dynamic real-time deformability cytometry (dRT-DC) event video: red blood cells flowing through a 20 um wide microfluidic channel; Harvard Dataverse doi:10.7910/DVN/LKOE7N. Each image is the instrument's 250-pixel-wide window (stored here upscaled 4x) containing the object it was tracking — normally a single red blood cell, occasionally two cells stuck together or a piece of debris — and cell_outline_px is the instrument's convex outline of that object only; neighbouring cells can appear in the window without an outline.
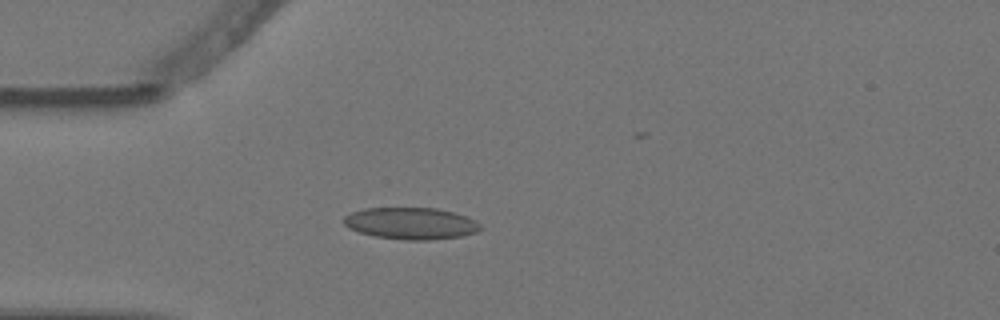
{"species": "Egyptian fruit bat (a non-hibernating species)", "species_latin": "Rousettus aegyptiacus", "temperature_condition": "warm", "stored_images_in_passage": 3, "camera_frame_rate_fps": 3000, "um_per_image_px": 0.085, "animal": {"sex": "female"}, "frame": {"image": 1, "passage_image": 3, "time_ms": 0.667, "image_size_px": [1000, 320], "cell_outline_px": [[484, 228], [476, 232], [464, 236], [432, 240], [408, 240], [376, 236], [360, 232], [348, 228], [344, 224], [344, 216], [352, 212], [364, 208], [436, 208], [452, 212], [476, 220]], "centroid_in_image_um": [34.96, 18.99], "position_along_channel_um": 50.0, "area_um2": 25.32}}